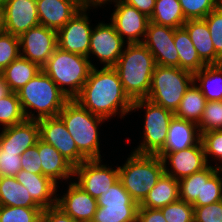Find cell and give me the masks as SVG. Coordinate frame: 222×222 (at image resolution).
<instances>
[{"mask_svg": "<svg viewBox=\"0 0 222 222\" xmlns=\"http://www.w3.org/2000/svg\"><path fill=\"white\" fill-rule=\"evenodd\" d=\"M193 81L207 101H222V66L220 64L206 65L200 71L193 73Z\"/></svg>", "mask_w": 222, "mask_h": 222, "instance_id": "obj_27", "label": "cell"}, {"mask_svg": "<svg viewBox=\"0 0 222 222\" xmlns=\"http://www.w3.org/2000/svg\"><path fill=\"white\" fill-rule=\"evenodd\" d=\"M19 37L5 31L0 32V73L20 54Z\"/></svg>", "mask_w": 222, "mask_h": 222, "instance_id": "obj_39", "label": "cell"}, {"mask_svg": "<svg viewBox=\"0 0 222 222\" xmlns=\"http://www.w3.org/2000/svg\"><path fill=\"white\" fill-rule=\"evenodd\" d=\"M2 129L0 147L5 151L19 152V155L35 146L40 139L37 120L26 119L19 124Z\"/></svg>", "mask_w": 222, "mask_h": 222, "instance_id": "obj_20", "label": "cell"}, {"mask_svg": "<svg viewBox=\"0 0 222 222\" xmlns=\"http://www.w3.org/2000/svg\"><path fill=\"white\" fill-rule=\"evenodd\" d=\"M136 222H166L160 209L138 207Z\"/></svg>", "mask_w": 222, "mask_h": 222, "instance_id": "obj_48", "label": "cell"}, {"mask_svg": "<svg viewBox=\"0 0 222 222\" xmlns=\"http://www.w3.org/2000/svg\"><path fill=\"white\" fill-rule=\"evenodd\" d=\"M138 207V204L98 206L93 220L96 222H136Z\"/></svg>", "mask_w": 222, "mask_h": 222, "instance_id": "obj_32", "label": "cell"}, {"mask_svg": "<svg viewBox=\"0 0 222 222\" xmlns=\"http://www.w3.org/2000/svg\"><path fill=\"white\" fill-rule=\"evenodd\" d=\"M125 47L113 68L132 102L145 99L151 87L155 59L143 43H127Z\"/></svg>", "mask_w": 222, "mask_h": 222, "instance_id": "obj_2", "label": "cell"}, {"mask_svg": "<svg viewBox=\"0 0 222 222\" xmlns=\"http://www.w3.org/2000/svg\"><path fill=\"white\" fill-rule=\"evenodd\" d=\"M183 27L187 30L200 59L206 65L220 64L221 58L215 53L206 21L204 19L187 20Z\"/></svg>", "mask_w": 222, "mask_h": 222, "instance_id": "obj_24", "label": "cell"}, {"mask_svg": "<svg viewBox=\"0 0 222 222\" xmlns=\"http://www.w3.org/2000/svg\"><path fill=\"white\" fill-rule=\"evenodd\" d=\"M186 20L204 19L220 0H178Z\"/></svg>", "mask_w": 222, "mask_h": 222, "instance_id": "obj_37", "label": "cell"}, {"mask_svg": "<svg viewBox=\"0 0 222 222\" xmlns=\"http://www.w3.org/2000/svg\"><path fill=\"white\" fill-rule=\"evenodd\" d=\"M20 54L42 68L58 47L57 31L43 25L33 27L20 37Z\"/></svg>", "mask_w": 222, "mask_h": 222, "instance_id": "obj_11", "label": "cell"}, {"mask_svg": "<svg viewBox=\"0 0 222 222\" xmlns=\"http://www.w3.org/2000/svg\"><path fill=\"white\" fill-rule=\"evenodd\" d=\"M38 125L40 140L52 145L74 167L87 160L78 151L75 141L59 116L40 119Z\"/></svg>", "mask_w": 222, "mask_h": 222, "instance_id": "obj_9", "label": "cell"}, {"mask_svg": "<svg viewBox=\"0 0 222 222\" xmlns=\"http://www.w3.org/2000/svg\"><path fill=\"white\" fill-rule=\"evenodd\" d=\"M41 207L0 206V222H40Z\"/></svg>", "mask_w": 222, "mask_h": 222, "instance_id": "obj_35", "label": "cell"}, {"mask_svg": "<svg viewBox=\"0 0 222 222\" xmlns=\"http://www.w3.org/2000/svg\"><path fill=\"white\" fill-rule=\"evenodd\" d=\"M3 30L2 28V8H0V32Z\"/></svg>", "mask_w": 222, "mask_h": 222, "instance_id": "obj_54", "label": "cell"}, {"mask_svg": "<svg viewBox=\"0 0 222 222\" xmlns=\"http://www.w3.org/2000/svg\"><path fill=\"white\" fill-rule=\"evenodd\" d=\"M162 162L164 165V172L176 180L201 171L208 165L201 141L188 149L166 154L162 158ZM168 162H170V168L173 170L168 168L167 165H170Z\"/></svg>", "mask_w": 222, "mask_h": 222, "instance_id": "obj_17", "label": "cell"}, {"mask_svg": "<svg viewBox=\"0 0 222 222\" xmlns=\"http://www.w3.org/2000/svg\"><path fill=\"white\" fill-rule=\"evenodd\" d=\"M204 20L207 23L215 53L222 59V7L215 8Z\"/></svg>", "mask_w": 222, "mask_h": 222, "instance_id": "obj_42", "label": "cell"}, {"mask_svg": "<svg viewBox=\"0 0 222 222\" xmlns=\"http://www.w3.org/2000/svg\"><path fill=\"white\" fill-rule=\"evenodd\" d=\"M125 44L127 43L118 35L111 23L101 22L92 29L88 58L92 53L102 64L104 63V67H113L123 53Z\"/></svg>", "mask_w": 222, "mask_h": 222, "instance_id": "obj_15", "label": "cell"}, {"mask_svg": "<svg viewBox=\"0 0 222 222\" xmlns=\"http://www.w3.org/2000/svg\"><path fill=\"white\" fill-rule=\"evenodd\" d=\"M196 85L197 84L193 82L186 90L174 116L198 125L202 118L207 100Z\"/></svg>", "mask_w": 222, "mask_h": 222, "instance_id": "obj_30", "label": "cell"}, {"mask_svg": "<svg viewBox=\"0 0 222 222\" xmlns=\"http://www.w3.org/2000/svg\"><path fill=\"white\" fill-rule=\"evenodd\" d=\"M97 205L100 207H105L106 205L115 204H137L128 191L123 187L120 180L115 182L108 190L101 193V195L96 198Z\"/></svg>", "mask_w": 222, "mask_h": 222, "instance_id": "obj_41", "label": "cell"}, {"mask_svg": "<svg viewBox=\"0 0 222 222\" xmlns=\"http://www.w3.org/2000/svg\"><path fill=\"white\" fill-rule=\"evenodd\" d=\"M174 43L179 55V68L195 73L206 66V64L200 59L196 48L184 27L175 29Z\"/></svg>", "mask_w": 222, "mask_h": 222, "instance_id": "obj_28", "label": "cell"}, {"mask_svg": "<svg viewBox=\"0 0 222 222\" xmlns=\"http://www.w3.org/2000/svg\"><path fill=\"white\" fill-rule=\"evenodd\" d=\"M110 1L117 3L119 0H85V9L88 10L91 9L90 7H101L105 3L108 4Z\"/></svg>", "mask_w": 222, "mask_h": 222, "instance_id": "obj_50", "label": "cell"}, {"mask_svg": "<svg viewBox=\"0 0 222 222\" xmlns=\"http://www.w3.org/2000/svg\"><path fill=\"white\" fill-rule=\"evenodd\" d=\"M200 141L201 133L196 123L173 116L164 146L156 155L162 159L168 153L188 149Z\"/></svg>", "mask_w": 222, "mask_h": 222, "instance_id": "obj_19", "label": "cell"}, {"mask_svg": "<svg viewBox=\"0 0 222 222\" xmlns=\"http://www.w3.org/2000/svg\"><path fill=\"white\" fill-rule=\"evenodd\" d=\"M114 6L116 8L110 19L118 35L123 40L126 38V43H143L150 21L149 17L122 0H119Z\"/></svg>", "mask_w": 222, "mask_h": 222, "instance_id": "obj_14", "label": "cell"}, {"mask_svg": "<svg viewBox=\"0 0 222 222\" xmlns=\"http://www.w3.org/2000/svg\"><path fill=\"white\" fill-rule=\"evenodd\" d=\"M6 2H7V0H0V8H2Z\"/></svg>", "mask_w": 222, "mask_h": 222, "instance_id": "obj_55", "label": "cell"}, {"mask_svg": "<svg viewBox=\"0 0 222 222\" xmlns=\"http://www.w3.org/2000/svg\"><path fill=\"white\" fill-rule=\"evenodd\" d=\"M39 23L58 31L82 9L72 0H36Z\"/></svg>", "mask_w": 222, "mask_h": 222, "instance_id": "obj_21", "label": "cell"}, {"mask_svg": "<svg viewBox=\"0 0 222 222\" xmlns=\"http://www.w3.org/2000/svg\"><path fill=\"white\" fill-rule=\"evenodd\" d=\"M56 206L77 222L93 220L98 207L96 198L85 192L74 181L69 184L67 193L57 198Z\"/></svg>", "mask_w": 222, "mask_h": 222, "instance_id": "obj_18", "label": "cell"}, {"mask_svg": "<svg viewBox=\"0 0 222 222\" xmlns=\"http://www.w3.org/2000/svg\"><path fill=\"white\" fill-rule=\"evenodd\" d=\"M39 156L42 175L49 177L56 184L58 180L74 176V166L64 158L52 145L39 139Z\"/></svg>", "mask_w": 222, "mask_h": 222, "instance_id": "obj_23", "label": "cell"}, {"mask_svg": "<svg viewBox=\"0 0 222 222\" xmlns=\"http://www.w3.org/2000/svg\"><path fill=\"white\" fill-rule=\"evenodd\" d=\"M93 67L95 65L88 57L66 52L57 47L41 69L65 96L72 100L80 94Z\"/></svg>", "mask_w": 222, "mask_h": 222, "instance_id": "obj_4", "label": "cell"}, {"mask_svg": "<svg viewBox=\"0 0 222 222\" xmlns=\"http://www.w3.org/2000/svg\"><path fill=\"white\" fill-rule=\"evenodd\" d=\"M40 222H77L71 216L64 213L59 207L53 206L43 209Z\"/></svg>", "mask_w": 222, "mask_h": 222, "instance_id": "obj_47", "label": "cell"}, {"mask_svg": "<svg viewBox=\"0 0 222 222\" xmlns=\"http://www.w3.org/2000/svg\"><path fill=\"white\" fill-rule=\"evenodd\" d=\"M21 169L19 152L5 151L0 147V177H15Z\"/></svg>", "mask_w": 222, "mask_h": 222, "instance_id": "obj_44", "label": "cell"}, {"mask_svg": "<svg viewBox=\"0 0 222 222\" xmlns=\"http://www.w3.org/2000/svg\"><path fill=\"white\" fill-rule=\"evenodd\" d=\"M26 120L16 92H10L0 99V124L3 128L11 127Z\"/></svg>", "mask_w": 222, "mask_h": 222, "instance_id": "obj_34", "label": "cell"}, {"mask_svg": "<svg viewBox=\"0 0 222 222\" xmlns=\"http://www.w3.org/2000/svg\"><path fill=\"white\" fill-rule=\"evenodd\" d=\"M21 168L34 174H42L41 160L39 156V140L37 144L25 150L21 155Z\"/></svg>", "mask_w": 222, "mask_h": 222, "instance_id": "obj_46", "label": "cell"}, {"mask_svg": "<svg viewBox=\"0 0 222 222\" xmlns=\"http://www.w3.org/2000/svg\"><path fill=\"white\" fill-rule=\"evenodd\" d=\"M219 6H221V7H222V0H220V2H219Z\"/></svg>", "mask_w": 222, "mask_h": 222, "instance_id": "obj_56", "label": "cell"}, {"mask_svg": "<svg viewBox=\"0 0 222 222\" xmlns=\"http://www.w3.org/2000/svg\"><path fill=\"white\" fill-rule=\"evenodd\" d=\"M16 93L28 120L56 117L69 101L42 69ZM29 109L37 110V116Z\"/></svg>", "mask_w": 222, "mask_h": 222, "instance_id": "obj_3", "label": "cell"}, {"mask_svg": "<svg viewBox=\"0 0 222 222\" xmlns=\"http://www.w3.org/2000/svg\"><path fill=\"white\" fill-rule=\"evenodd\" d=\"M215 172L214 166L203 169L202 200H196L193 206H205L222 200V177Z\"/></svg>", "mask_w": 222, "mask_h": 222, "instance_id": "obj_33", "label": "cell"}, {"mask_svg": "<svg viewBox=\"0 0 222 222\" xmlns=\"http://www.w3.org/2000/svg\"><path fill=\"white\" fill-rule=\"evenodd\" d=\"M38 25L36 0H7L2 7L3 31L20 37Z\"/></svg>", "mask_w": 222, "mask_h": 222, "instance_id": "obj_16", "label": "cell"}, {"mask_svg": "<svg viewBox=\"0 0 222 222\" xmlns=\"http://www.w3.org/2000/svg\"><path fill=\"white\" fill-rule=\"evenodd\" d=\"M10 92L8 84L6 83L3 75L0 73V99L7 96Z\"/></svg>", "mask_w": 222, "mask_h": 222, "instance_id": "obj_51", "label": "cell"}, {"mask_svg": "<svg viewBox=\"0 0 222 222\" xmlns=\"http://www.w3.org/2000/svg\"><path fill=\"white\" fill-rule=\"evenodd\" d=\"M93 67L80 94L74 99L83 108L102 118L132 111V101L125 94L118 73L113 67Z\"/></svg>", "mask_w": 222, "mask_h": 222, "instance_id": "obj_1", "label": "cell"}, {"mask_svg": "<svg viewBox=\"0 0 222 222\" xmlns=\"http://www.w3.org/2000/svg\"><path fill=\"white\" fill-rule=\"evenodd\" d=\"M149 20L155 24L172 28L183 27L187 21L178 0H156Z\"/></svg>", "mask_w": 222, "mask_h": 222, "instance_id": "obj_31", "label": "cell"}, {"mask_svg": "<svg viewBox=\"0 0 222 222\" xmlns=\"http://www.w3.org/2000/svg\"><path fill=\"white\" fill-rule=\"evenodd\" d=\"M221 161V163H222V159H220ZM217 163H216V167L214 166V168H215V172L216 173H218V174H220V173H222V165H219L218 167H217Z\"/></svg>", "mask_w": 222, "mask_h": 222, "instance_id": "obj_53", "label": "cell"}, {"mask_svg": "<svg viewBox=\"0 0 222 222\" xmlns=\"http://www.w3.org/2000/svg\"><path fill=\"white\" fill-rule=\"evenodd\" d=\"M123 2L127 3L135 7L138 11L145 14L147 17H151L156 0H122Z\"/></svg>", "mask_w": 222, "mask_h": 222, "instance_id": "obj_49", "label": "cell"}, {"mask_svg": "<svg viewBox=\"0 0 222 222\" xmlns=\"http://www.w3.org/2000/svg\"><path fill=\"white\" fill-rule=\"evenodd\" d=\"M15 178L27 189L33 200L42 209L56 206L57 196H59L56 195L58 185L52 179L23 169L15 175Z\"/></svg>", "mask_w": 222, "mask_h": 222, "instance_id": "obj_22", "label": "cell"}, {"mask_svg": "<svg viewBox=\"0 0 222 222\" xmlns=\"http://www.w3.org/2000/svg\"><path fill=\"white\" fill-rule=\"evenodd\" d=\"M101 159H91L74 167V177L77 176L79 185L93 198H98L115 182L119 180L118 167L113 169L101 164Z\"/></svg>", "mask_w": 222, "mask_h": 222, "instance_id": "obj_10", "label": "cell"}, {"mask_svg": "<svg viewBox=\"0 0 222 222\" xmlns=\"http://www.w3.org/2000/svg\"><path fill=\"white\" fill-rule=\"evenodd\" d=\"M0 206L40 207L15 177H0Z\"/></svg>", "mask_w": 222, "mask_h": 222, "instance_id": "obj_29", "label": "cell"}, {"mask_svg": "<svg viewBox=\"0 0 222 222\" xmlns=\"http://www.w3.org/2000/svg\"><path fill=\"white\" fill-rule=\"evenodd\" d=\"M40 71L41 68L37 64L20 55L12 61L1 74L8 84L10 91L18 92Z\"/></svg>", "mask_w": 222, "mask_h": 222, "instance_id": "obj_26", "label": "cell"}, {"mask_svg": "<svg viewBox=\"0 0 222 222\" xmlns=\"http://www.w3.org/2000/svg\"><path fill=\"white\" fill-rule=\"evenodd\" d=\"M179 199V180L164 172L139 207L160 209Z\"/></svg>", "mask_w": 222, "mask_h": 222, "instance_id": "obj_25", "label": "cell"}, {"mask_svg": "<svg viewBox=\"0 0 222 222\" xmlns=\"http://www.w3.org/2000/svg\"><path fill=\"white\" fill-rule=\"evenodd\" d=\"M175 28L149 21L143 44L153 55L156 65L179 67V55L174 43Z\"/></svg>", "mask_w": 222, "mask_h": 222, "instance_id": "obj_13", "label": "cell"}, {"mask_svg": "<svg viewBox=\"0 0 222 222\" xmlns=\"http://www.w3.org/2000/svg\"><path fill=\"white\" fill-rule=\"evenodd\" d=\"M118 171L123 187L140 205L164 173V165L157 155L132 152Z\"/></svg>", "mask_w": 222, "mask_h": 222, "instance_id": "obj_6", "label": "cell"}, {"mask_svg": "<svg viewBox=\"0 0 222 222\" xmlns=\"http://www.w3.org/2000/svg\"><path fill=\"white\" fill-rule=\"evenodd\" d=\"M198 127L200 133L222 130V101H207Z\"/></svg>", "mask_w": 222, "mask_h": 222, "instance_id": "obj_38", "label": "cell"}, {"mask_svg": "<svg viewBox=\"0 0 222 222\" xmlns=\"http://www.w3.org/2000/svg\"><path fill=\"white\" fill-rule=\"evenodd\" d=\"M86 9H80L57 31L58 47L66 52L88 57L92 27Z\"/></svg>", "mask_w": 222, "mask_h": 222, "instance_id": "obj_12", "label": "cell"}, {"mask_svg": "<svg viewBox=\"0 0 222 222\" xmlns=\"http://www.w3.org/2000/svg\"><path fill=\"white\" fill-rule=\"evenodd\" d=\"M166 222H194V208L184 200H177L160 208Z\"/></svg>", "mask_w": 222, "mask_h": 222, "instance_id": "obj_40", "label": "cell"}, {"mask_svg": "<svg viewBox=\"0 0 222 222\" xmlns=\"http://www.w3.org/2000/svg\"><path fill=\"white\" fill-rule=\"evenodd\" d=\"M201 142L207 164L209 163V159H207L209 155L214 157V160L220 161L222 159V130L201 133Z\"/></svg>", "mask_w": 222, "mask_h": 222, "instance_id": "obj_43", "label": "cell"}, {"mask_svg": "<svg viewBox=\"0 0 222 222\" xmlns=\"http://www.w3.org/2000/svg\"><path fill=\"white\" fill-rule=\"evenodd\" d=\"M144 107L146 109L143 131L144 138L142 143L133 152L137 154L156 155L164 146L169 123L174 113L147 98L139 99L132 103V111Z\"/></svg>", "mask_w": 222, "mask_h": 222, "instance_id": "obj_8", "label": "cell"}, {"mask_svg": "<svg viewBox=\"0 0 222 222\" xmlns=\"http://www.w3.org/2000/svg\"><path fill=\"white\" fill-rule=\"evenodd\" d=\"M203 169L179 180L180 199L189 204L202 200Z\"/></svg>", "mask_w": 222, "mask_h": 222, "instance_id": "obj_36", "label": "cell"}, {"mask_svg": "<svg viewBox=\"0 0 222 222\" xmlns=\"http://www.w3.org/2000/svg\"><path fill=\"white\" fill-rule=\"evenodd\" d=\"M193 82V73L190 71L156 65L147 99L175 113Z\"/></svg>", "mask_w": 222, "mask_h": 222, "instance_id": "obj_7", "label": "cell"}, {"mask_svg": "<svg viewBox=\"0 0 222 222\" xmlns=\"http://www.w3.org/2000/svg\"><path fill=\"white\" fill-rule=\"evenodd\" d=\"M58 116L65 123L78 151L87 160L101 159L98 125L106 119L92 114L74 99L64 105Z\"/></svg>", "mask_w": 222, "mask_h": 222, "instance_id": "obj_5", "label": "cell"}, {"mask_svg": "<svg viewBox=\"0 0 222 222\" xmlns=\"http://www.w3.org/2000/svg\"><path fill=\"white\" fill-rule=\"evenodd\" d=\"M194 222H222V200L205 206H193Z\"/></svg>", "mask_w": 222, "mask_h": 222, "instance_id": "obj_45", "label": "cell"}, {"mask_svg": "<svg viewBox=\"0 0 222 222\" xmlns=\"http://www.w3.org/2000/svg\"><path fill=\"white\" fill-rule=\"evenodd\" d=\"M78 4L81 8L85 9V0H72Z\"/></svg>", "mask_w": 222, "mask_h": 222, "instance_id": "obj_52", "label": "cell"}]
</instances>
